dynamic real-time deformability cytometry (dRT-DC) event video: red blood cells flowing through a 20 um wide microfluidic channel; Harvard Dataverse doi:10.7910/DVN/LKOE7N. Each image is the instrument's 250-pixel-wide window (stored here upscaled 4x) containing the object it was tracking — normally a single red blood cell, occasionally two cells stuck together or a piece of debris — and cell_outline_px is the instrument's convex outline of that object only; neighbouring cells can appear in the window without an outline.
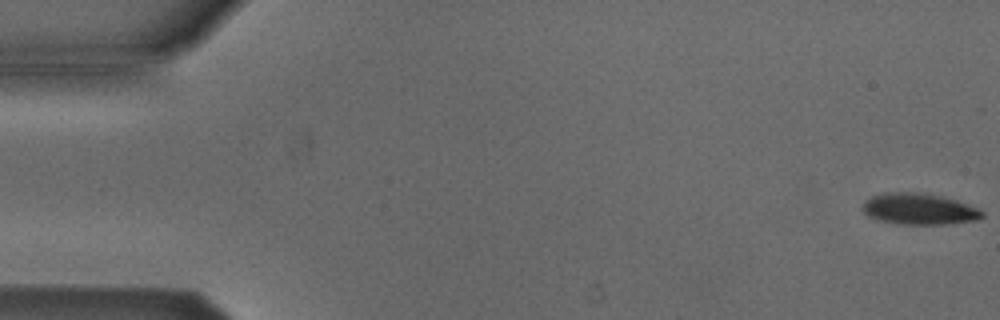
{"species": "Egyptian fruit bat (a non-hibernating species)", "species_latin": "Rousettus aegyptiacus", "temperature_condition": "cold", "stored_images_in_passage": 53, "camera_frame_rate_fps": 3000, "um_per_image_px": 0.085, "animal": {"sex": "male"}, "frame": {"image": 1, "passage_image": 1, "time_ms": 0.0, "image_size_px": [1000, 320], "cell_outline_px": [[984, 216], [976, 220], [948, 224], [896, 224], [876, 220], [868, 216], [860, 208], [864, 200], [872, 196], [888, 192], [916, 192], [940, 196], [956, 200], [968, 204], [984, 212]], "centroid_in_image_um": [78.07, 17.77], "position_along_channel_um": 6.9, "area_um2": 21.91}}
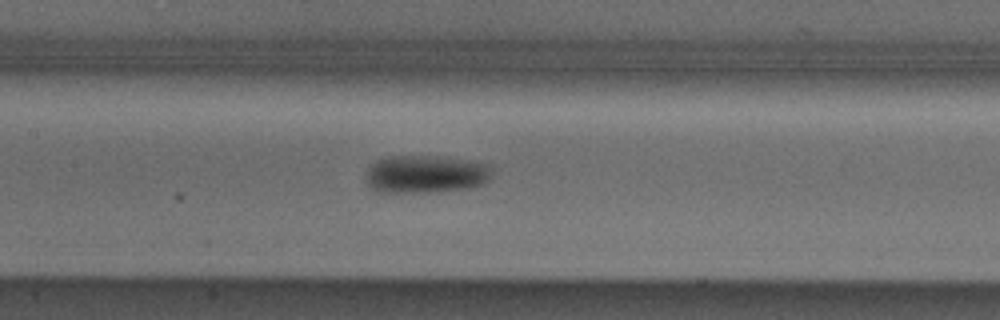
{"frame": {"image": 2, "passage_image": 25, "time_ms": 8.0, "image_size_px": [1000, 320], "cell_outline_px": [[492, 176], [484, 184], [472, 188], [440, 192], [376, 192], [364, 180], [364, 176], [368, 168], [376, 160], [392, 156], [436, 156], [468, 160], [492, 164]], "centroid_in_image_um": [36.21, 14.81], "position_along_channel_um": 171.2, "area_um2": 28.44}}
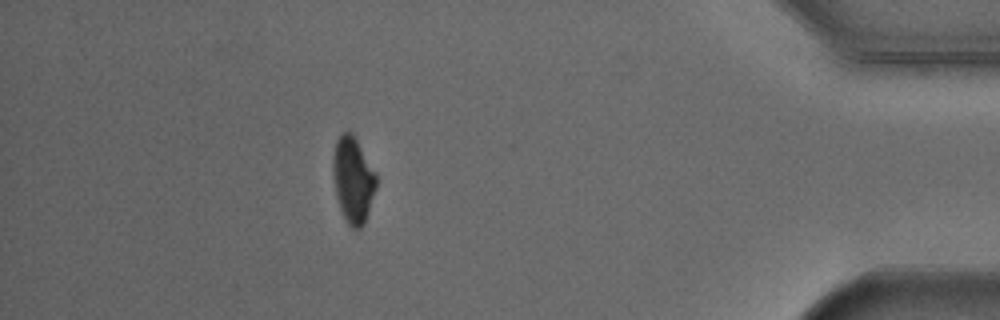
{"frame": {"image": 3, "passage_image": 47, "time_ms": 15.333, "image_size_px": [1000, 320], "cell_outline_px": [[376, 188], [364, 224], [360, 228], [352, 228], [348, 224], [340, 208], [336, 196], [332, 168], [332, 160], [336, 140], [344, 132], [352, 132], [376, 172]], "centroid_in_image_um": [30.0, 15.27], "position_along_channel_um": 405.2, "area_um2": 21.5}, "authors_computed_cell_mechanics": {"area_um2": 23.7558, "velocity_mm_per_s": 3.8905, "shape_relaxation_time_tau1_ms": 4.8969, "shape_relaxation_time_tau2_ms": null, "deformation_change_tau1": 0.1054, "deformation_change_tau2": null}}